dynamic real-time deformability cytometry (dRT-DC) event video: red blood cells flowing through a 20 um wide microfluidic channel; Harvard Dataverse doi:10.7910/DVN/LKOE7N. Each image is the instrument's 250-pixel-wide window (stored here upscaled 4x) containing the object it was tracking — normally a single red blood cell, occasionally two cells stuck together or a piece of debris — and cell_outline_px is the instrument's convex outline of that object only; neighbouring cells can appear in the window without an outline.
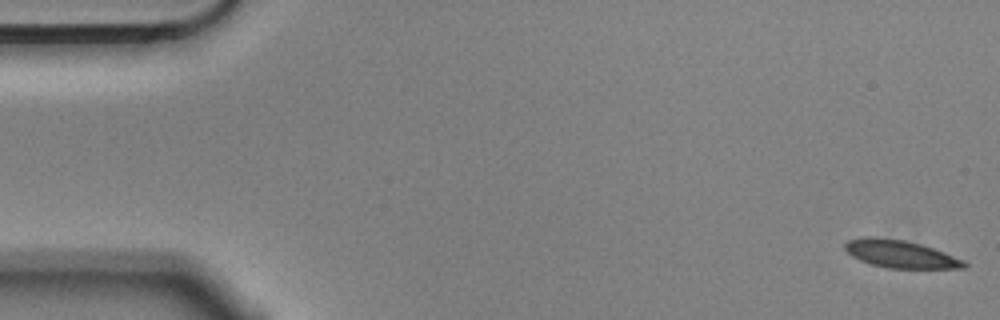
{"species": "Egyptian fruit bat (a non-hibernating species)", "species_latin": "Rousettus aegyptiacus", "temperature_condition": "cold", "stored_images_in_passage": 5, "camera_frame_rate_fps": 3000, "um_per_image_px": 0.085, "animal": {"sex": "male"}, "frame": {"image": 1, "passage_image": 1, "time_ms": 0.0, "image_size_px": [1000, 320], "cell_outline_px": [[968, 264], [964, 268], [888, 268], [872, 264], [860, 260], [852, 256], [844, 248], [844, 244], [848, 240], [864, 236], [876, 236], [904, 240], [920, 244], [944, 252], [964, 260]], "centroid_in_image_um": [76.51, 21.58], "position_along_channel_um": 8.5, "area_um2": 19.13}}
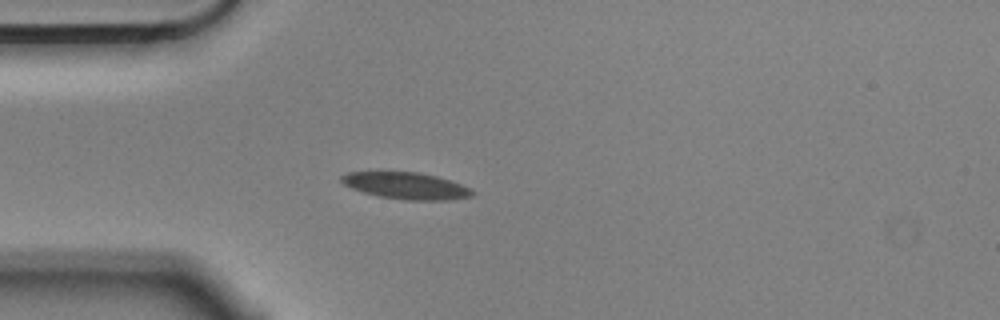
{"frame": {"image": 2, "passage_image": 4, "time_ms": 1.0, "image_size_px": [1000, 320], "cell_outline_px": [[476, 192], [472, 196], [452, 200], [404, 200], [380, 196], [364, 192], [352, 188], [344, 184], [340, 180], [340, 176], [348, 172], [420, 172], [436, 176], [472, 188]], "centroid_in_image_um": [34.56, 15.79], "position_along_channel_um": 50.4, "area_um2": 20.35}}